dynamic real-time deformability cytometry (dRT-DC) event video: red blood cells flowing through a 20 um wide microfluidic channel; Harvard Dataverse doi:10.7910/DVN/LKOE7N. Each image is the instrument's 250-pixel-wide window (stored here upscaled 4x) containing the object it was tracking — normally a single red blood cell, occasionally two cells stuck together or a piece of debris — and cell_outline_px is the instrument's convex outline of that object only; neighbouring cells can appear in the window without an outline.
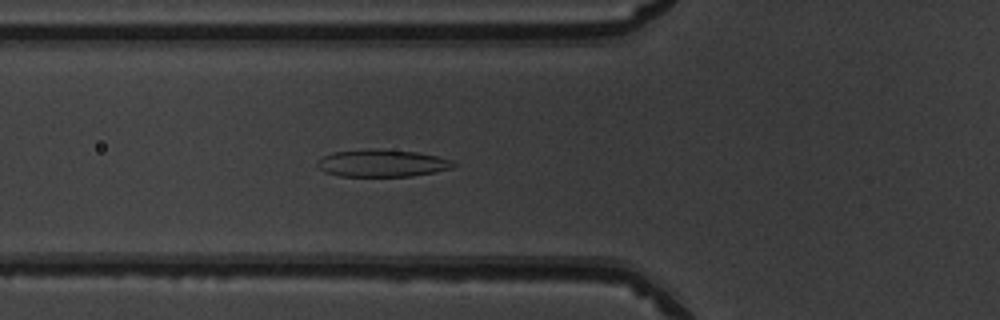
{"species": "common noctule bat (a hibernating species)", "species_latin": "Nyctalus noctula", "temperature_condition": "warm", "stored_images_in_passage": 51, "camera_frame_rate_fps": 3000, "um_per_image_px": 0.085, "animal": {"sex": "male", "body_mass_g": 19.5, "forearm_length_mm": 54.6}, "frame": {"image": 1, "passage_image": 19, "time_ms": 6.0, "image_size_px": [1000, 320], "cell_outline_px": [[456, 164], [452, 168], [436, 172], [412, 176], [340, 176], [324, 172], [316, 164], [324, 156], [332, 152], [416, 152], [436, 156], [452, 160]], "centroid_in_image_um": [32.53, 13.93], "position_along_channel_um": 93.3, "area_um2": 20.4}}
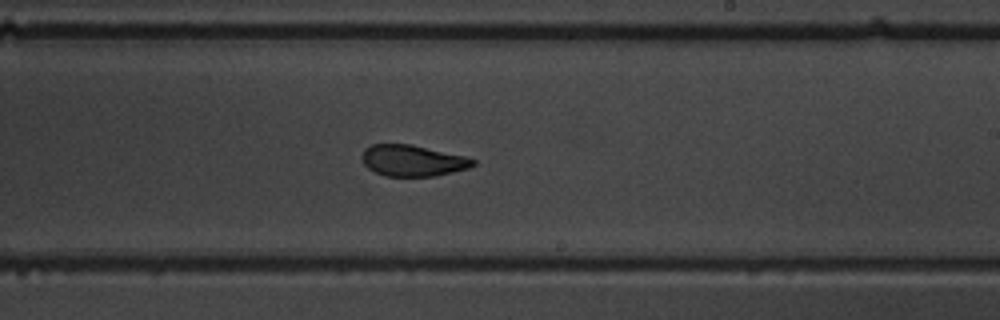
{"frame": {"image": 2, "passage_image": 31, "time_ms": 10.0, "image_size_px": [1000, 320], "cell_outline_px": [[476, 164], [468, 168], [436, 176], [384, 176], [368, 168], [364, 164], [360, 156], [364, 148], [372, 144], [412, 144], [464, 156], [476, 160]], "centroid_in_image_um": [35.05, 13.64], "position_along_channel_um": 254.0, "area_um2": 20.29}}
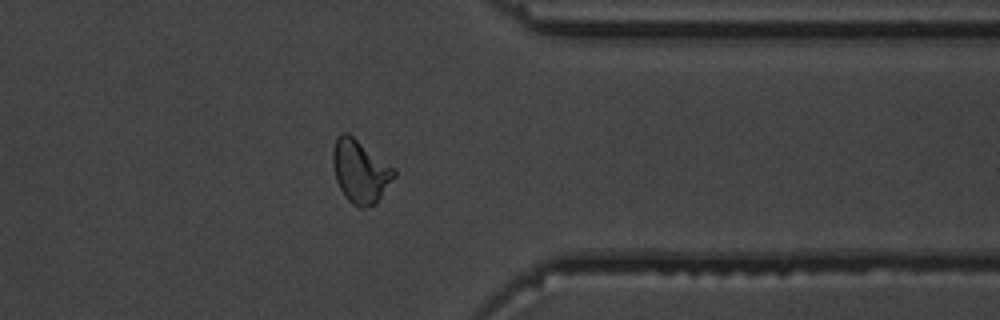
{"frame": {"image": 3, "passage_image": 41, "time_ms": 13.333, "image_size_px": [1000, 320], "cell_outline_px": [[396, 176], [376, 204], [368, 208], [360, 208], [352, 204], [344, 196], [336, 180], [332, 164], [332, 152], [336, 136], [340, 132], [348, 132], [396, 168]], "centroid_in_image_um": [30.63, 14.55], "position_along_channel_um": 380.8, "area_um2": 23.0}, "authors_computed_cell_mechanics": {"area_um2": 21.9062, "velocity_mm_per_s": 4.01, "shape_relaxation_time_tau1_ms": 3.7363, "shape_relaxation_time_tau2_ms": 1.6242, "deformation_change_tau1": 0.1835, "deformation_change_tau2": 0.0926}}